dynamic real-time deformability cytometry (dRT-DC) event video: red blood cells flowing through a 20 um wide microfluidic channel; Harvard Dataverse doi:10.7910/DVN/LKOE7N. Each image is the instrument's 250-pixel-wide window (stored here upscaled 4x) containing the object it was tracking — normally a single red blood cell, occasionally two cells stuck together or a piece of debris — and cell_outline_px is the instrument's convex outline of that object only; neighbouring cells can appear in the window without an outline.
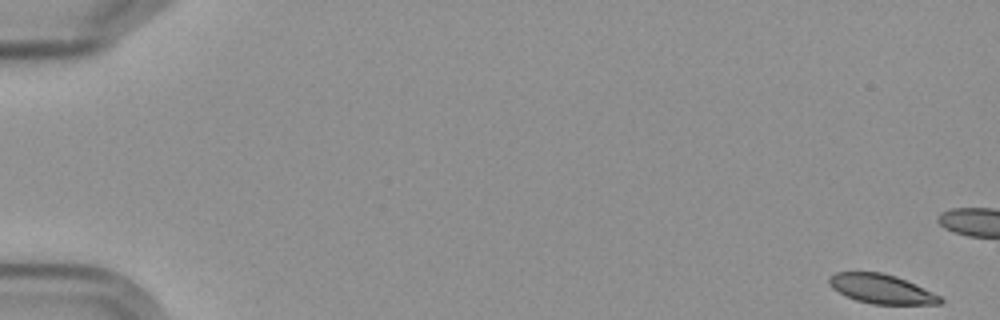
{"species": "Egyptian fruit bat (a non-hibernating species)", "species_latin": "Rousettus aegyptiacus", "temperature_condition": "cold", "stored_images_in_passage": 7, "camera_frame_rate_fps": 3000, "um_per_image_px": 0.085, "frame": {"image": 1, "passage_image": 1, "time_ms": 0.0, "image_size_px": [1000, 320], "cell_outline_px": [[944, 300], [940, 304], [872, 304], [856, 300], [832, 288], [828, 284], [828, 276], [836, 272], [880, 272], [896, 276], [932, 292], [940, 296]], "centroid_in_image_um": [74.89, 24.55], "position_along_channel_um": 10.1, "area_um2": 18.79}}
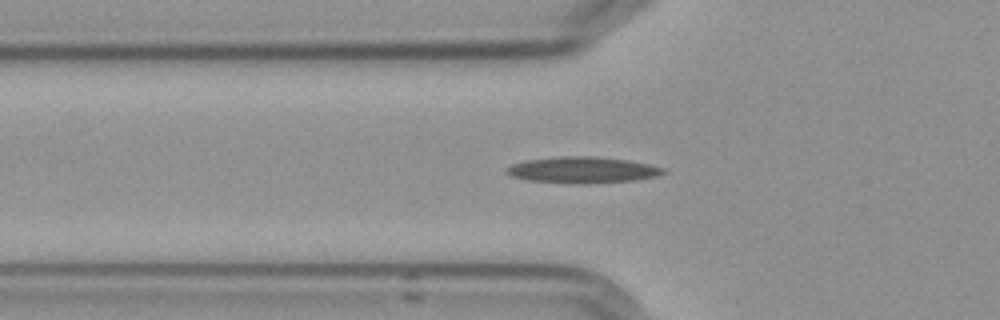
{"frame": {"image": 2, "passage_image": 7, "time_ms": 8.0, "image_size_px": [1000, 320], "cell_outline_px": [[668, 172], [656, 176], [632, 180], [588, 184], [576, 184], [528, 180], [512, 176], [504, 168], [512, 164], [528, 160], [560, 156], [596, 156], [628, 160], [648, 164], [664, 168]], "centroid_in_image_um": [49.53, 14.44], "position_along_channel_um": 76.3, "area_um2": 23.93}}